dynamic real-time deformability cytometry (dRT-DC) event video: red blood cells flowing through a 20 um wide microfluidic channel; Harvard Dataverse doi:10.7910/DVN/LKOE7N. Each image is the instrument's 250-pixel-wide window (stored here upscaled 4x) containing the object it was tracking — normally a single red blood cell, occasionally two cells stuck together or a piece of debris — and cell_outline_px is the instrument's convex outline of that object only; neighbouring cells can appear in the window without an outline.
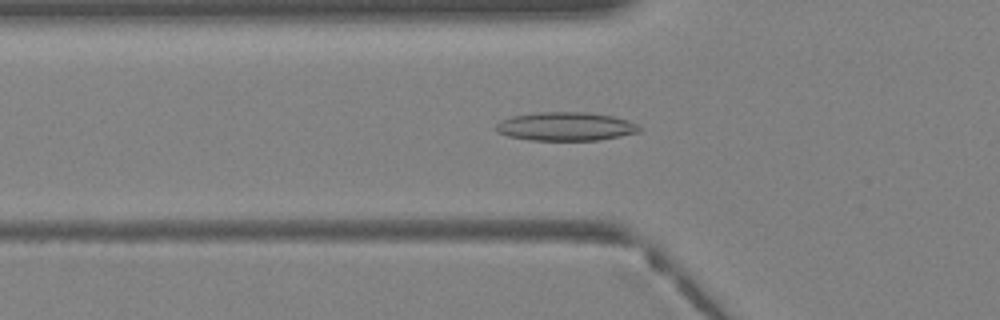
{"species": "Egyptian fruit bat (a non-hibernating species)", "species_latin": "Rousettus aegyptiacus", "temperature_condition": "warm", "stored_images_in_passage": 37, "camera_frame_rate_fps": 3000, "um_per_image_px": 0.085, "animal": {"sex": "female"}, "frame": {"image": 1, "passage_image": 11, "time_ms": 3.333, "image_size_px": [1000, 320], "cell_outline_px": [[644, 128], [640, 132], [600, 140], [532, 140], [508, 136], [496, 132], [496, 124], [500, 120], [512, 116], [536, 112], [584, 112], [612, 116], [628, 120]], "centroid_in_image_um": [48.09, 10.75], "position_along_channel_um": 77.7, "area_um2": 23.99}}
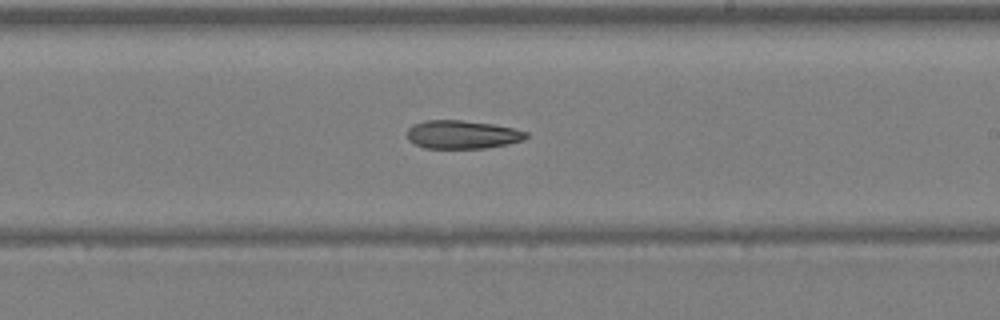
{"frame": {"image": 2, "passage_image": 21, "time_ms": 6.667, "image_size_px": [1000, 320], "cell_outline_px": [[528, 136], [524, 140], [484, 148], [424, 148], [408, 140], [408, 128], [412, 124], [424, 120], [460, 120], [492, 124], [512, 128], [528, 132]], "centroid_in_image_um": [39.26, 11.43], "position_along_channel_um": 249.7, "area_um2": 19.54}}
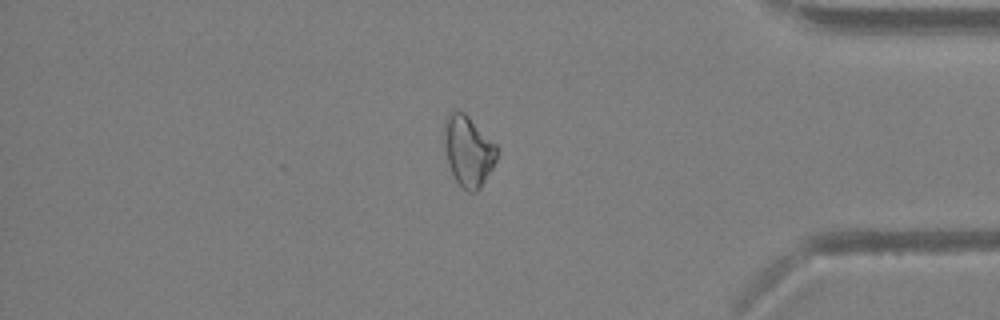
{"frame": {"image": 3, "passage_image": 31, "time_ms": 10.0, "image_size_px": [1000, 320], "cell_outline_px": [[496, 160], [492, 168], [480, 188], [476, 192], [468, 192], [456, 180], [448, 164], [444, 148], [444, 120], [448, 112], [464, 112], [496, 144]], "centroid_in_image_um": [39.78, 12.82], "position_along_channel_um": 395.4, "area_um2": 21.44}}